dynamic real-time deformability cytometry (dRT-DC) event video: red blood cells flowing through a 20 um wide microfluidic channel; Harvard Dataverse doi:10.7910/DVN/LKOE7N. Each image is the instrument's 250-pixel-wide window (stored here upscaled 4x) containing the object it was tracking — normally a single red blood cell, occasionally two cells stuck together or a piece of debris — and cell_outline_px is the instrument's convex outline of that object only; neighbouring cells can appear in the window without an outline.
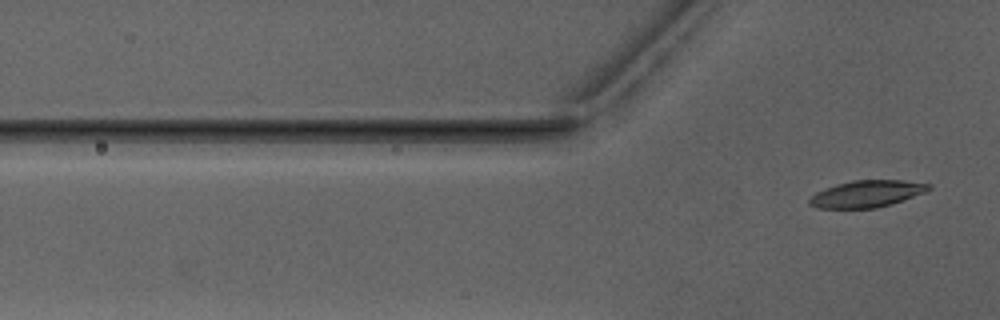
{"species": "Egyptian fruit bat (a non-hibernating species)", "species_latin": "Rousettus aegyptiacus", "temperature_condition": "warm", "stored_images_in_passage": 5, "camera_frame_rate_fps": 3000, "um_per_image_px": 0.085, "animal": {"sex": "male"}, "frame": {"image": 1, "passage_image": 5, "time_ms": 5.0, "image_size_px": [1000, 320], "cell_outline_px": [[932, 188], [924, 192], [892, 204], [876, 208], [816, 208], [808, 204], [808, 200], [816, 192], [824, 188], [836, 184], [852, 180], [900, 180], [932, 184]], "centroid_in_image_um": [73.65, 16.47], "position_along_channel_um": 52.1, "area_um2": 18.67}}